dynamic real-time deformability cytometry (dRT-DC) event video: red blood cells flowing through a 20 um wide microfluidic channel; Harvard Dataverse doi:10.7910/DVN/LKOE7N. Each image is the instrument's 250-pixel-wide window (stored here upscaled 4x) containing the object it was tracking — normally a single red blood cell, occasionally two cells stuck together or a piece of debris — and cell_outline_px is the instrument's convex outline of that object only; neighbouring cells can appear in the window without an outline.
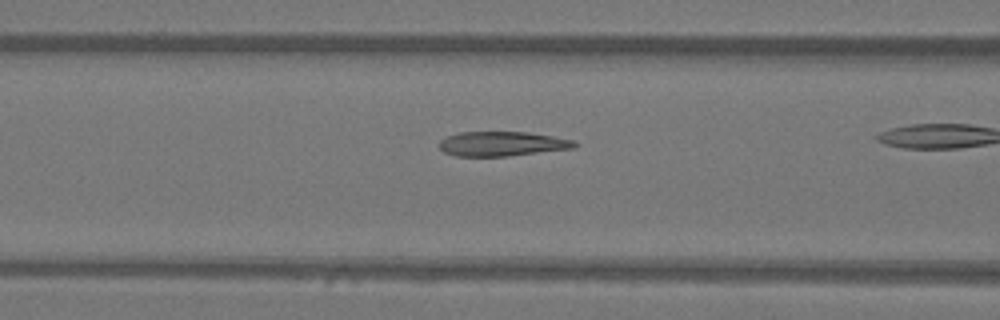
{"species": "Egyptian fruit bat (a non-hibernating species)", "species_latin": "Rousettus aegyptiacus", "temperature_condition": "warm", "stored_images_in_passage": 23, "camera_frame_rate_fps": 3000, "um_per_image_px": 0.085, "animal": {"sex": "female"}, "frame": {"image": 1, "passage_image": 4, "time_ms": 1.0, "image_size_px": [1000, 320], "cell_outline_px": [[576, 148], [508, 156], [456, 156], [444, 152], [440, 148], [440, 140], [448, 136], [460, 132], [528, 132], [552, 136], [572, 140], [576, 144]], "centroid_in_image_um": [42.67, 12.23], "position_along_channel_um": 123.9, "area_um2": 19.25}}
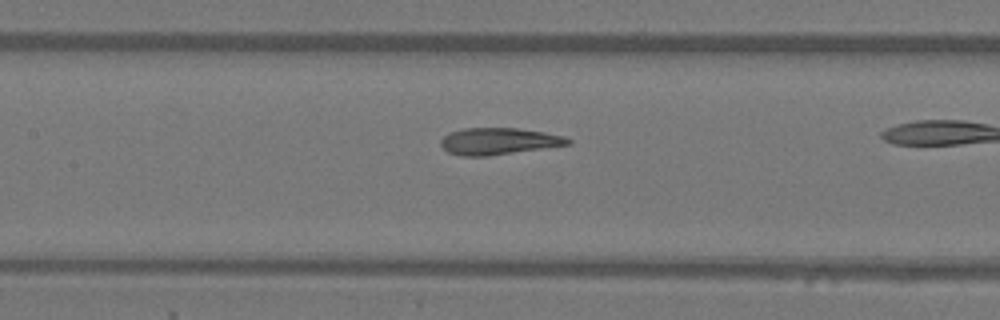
{"frame": {"image": 2, "passage_image": 7, "time_ms": 2.0, "image_size_px": [1000, 320], "cell_outline_px": [[572, 144], [488, 156], [460, 156], [448, 152], [440, 144], [440, 140], [444, 136], [452, 132], [464, 128], [516, 128], [544, 132], [564, 136], [572, 140]], "centroid_in_image_um": [42.4, 12.01], "position_along_channel_um": 165.0, "area_um2": 19.77}}
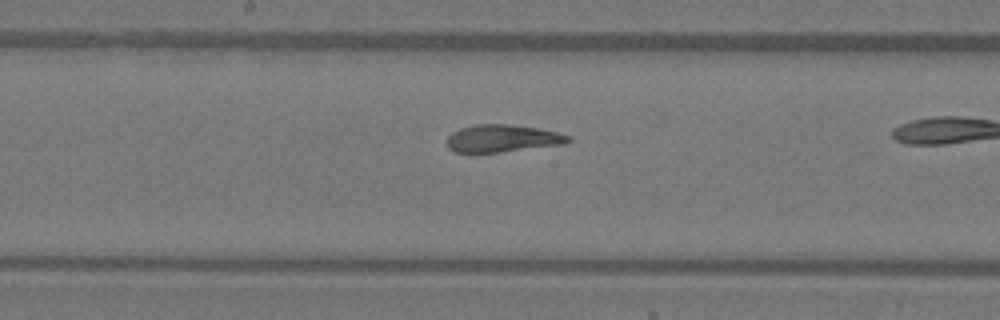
{"frame": {"image": 3, "passage_image": 10, "time_ms": 3.0, "image_size_px": [1000, 320], "cell_outline_px": [[572, 140], [564, 144], [500, 152], [452, 152], [448, 148], [448, 136], [452, 132], [460, 128], [476, 124], [512, 124], [536, 128], [556, 132], [572, 136]], "centroid_in_image_um": [42.71, 11.76], "position_along_channel_um": 205.5, "area_um2": 19.36}}